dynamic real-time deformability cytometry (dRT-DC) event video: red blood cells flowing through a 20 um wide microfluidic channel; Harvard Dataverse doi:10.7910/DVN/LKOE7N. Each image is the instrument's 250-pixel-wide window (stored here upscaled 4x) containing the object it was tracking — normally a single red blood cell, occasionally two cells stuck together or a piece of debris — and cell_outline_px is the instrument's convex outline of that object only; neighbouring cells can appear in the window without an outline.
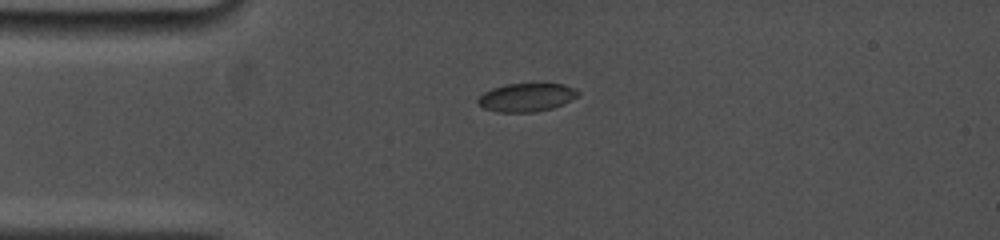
{"species": "common noctule bat (a hibernating species)", "species_latin": "Nyctalus noctula", "temperature_condition": "cold", "stored_images_in_passage": 2, "camera_frame_rate_fps": 5000, "um_per_image_px": 0.085, "animal": {"sex": "female", "body_mass_g": 19.0, "forearm_length_mm": 53.3}, "frame": {"image": 1, "passage_image": 1, "time_ms": 0.0, "image_size_px": [1000, 240], "cell_outline_px": [[580, 96], [564, 104], [552, 108], [536, 112], [496, 112], [484, 108], [476, 100], [484, 92], [492, 88], [508, 84], [564, 84], [576, 88], [580, 92]], "centroid_in_image_um": [44.8, 8.28], "position_along_channel_um": 40.2, "area_um2": 16.65}}